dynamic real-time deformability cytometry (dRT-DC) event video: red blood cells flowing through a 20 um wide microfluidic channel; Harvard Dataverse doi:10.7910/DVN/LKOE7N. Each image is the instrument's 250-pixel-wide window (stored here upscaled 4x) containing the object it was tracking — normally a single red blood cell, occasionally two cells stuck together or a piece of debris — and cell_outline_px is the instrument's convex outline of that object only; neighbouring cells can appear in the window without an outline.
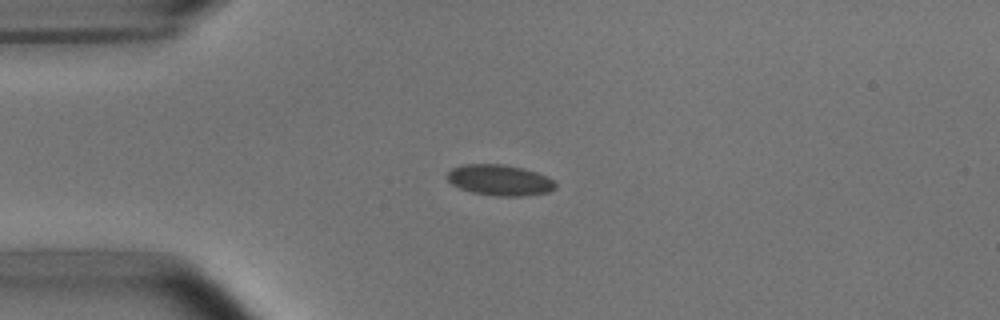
{"species": "common noctule bat (a hibernating species)", "species_latin": "Nyctalus noctula", "temperature_condition": "room temperature", "stored_images_in_passage": 5, "camera_frame_rate_fps": 3000, "um_per_image_px": 0.085, "animal": {"sex": "male", "body_mass_g": 15.6}, "frame": {"image": 1, "passage_image": 1, "time_ms": 0.0, "image_size_px": [1000, 320], "cell_outline_px": [[556, 188], [548, 192], [524, 196], [496, 196], [472, 192], [460, 188], [452, 184], [448, 180], [448, 172], [452, 168], [464, 164], [500, 164], [524, 168], [536, 172], [552, 180], [556, 184]], "centroid_in_image_um": [42.47, 15.31], "position_along_channel_um": 42.5, "area_um2": 19.31}}
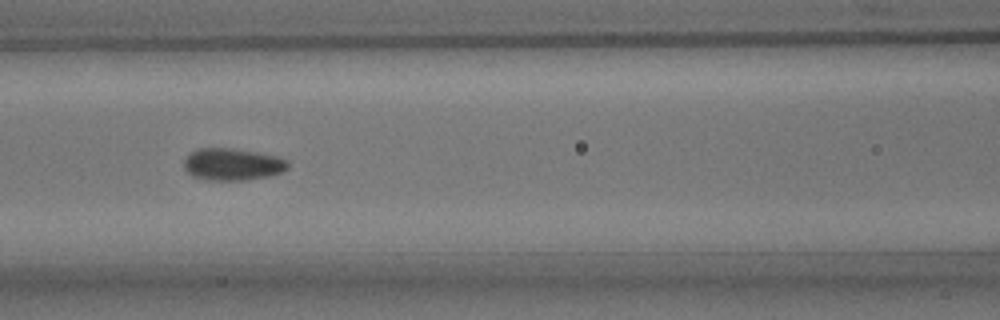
{"frame": {"image": 2, "passage_image": 4, "time_ms": 3.333, "image_size_px": [1000, 320], "cell_outline_px": [[288, 168], [280, 172], [268, 176], [240, 180], [208, 180], [192, 176], [184, 168], [184, 160], [196, 148], [228, 148], [256, 152], [276, 156], [288, 160]], "centroid_in_image_um": [19.74, 13.96], "position_along_channel_um": 146.9, "area_um2": 19.19}}
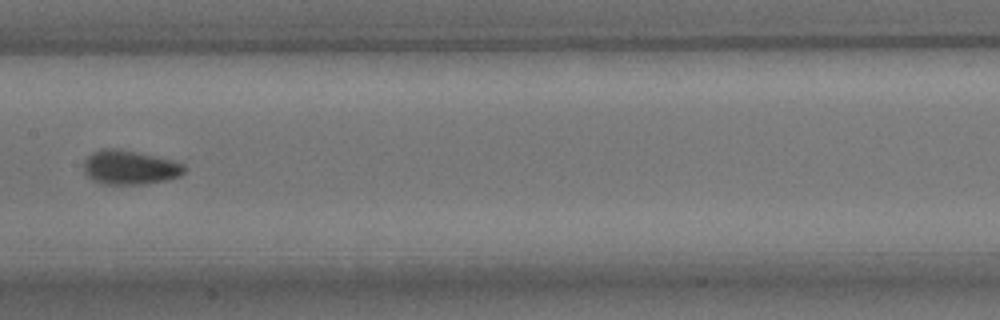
{"frame": {"image": 3, "passage_image": 5, "time_ms": 4.667, "image_size_px": [1000, 320], "cell_outline_px": [[188, 168], [180, 176], [168, 180], [148, 184], [104, 184], [92, 180], [84, 172], [84, 160], [92, 152], [104, 148], [116, 148], [156, 156], [172, 160], [184, 164]], "centroid_in_image_um": [11.05, 14.24], "position_along_channel_um": 196.3, "area_um2": 20.23}}